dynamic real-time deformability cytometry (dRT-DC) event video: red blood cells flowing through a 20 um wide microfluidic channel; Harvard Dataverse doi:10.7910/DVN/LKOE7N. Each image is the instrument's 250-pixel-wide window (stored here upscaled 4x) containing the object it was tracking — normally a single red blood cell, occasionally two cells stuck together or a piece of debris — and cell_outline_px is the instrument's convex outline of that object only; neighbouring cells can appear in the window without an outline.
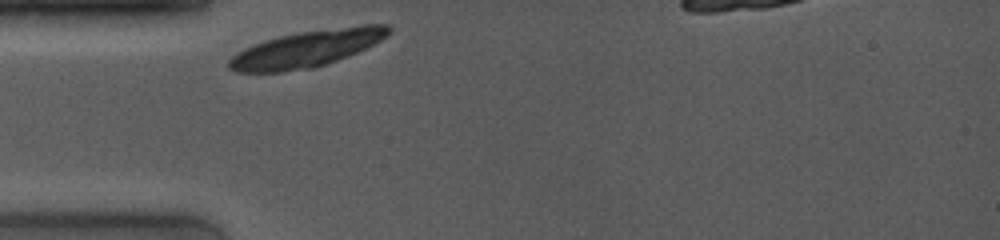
{"species": "common noctule bat (a hibernating species)", "species_latin": "Nyctalus noctula", "temperature_condition": "room temperature", "stored_images_in_passage": 1, "camera_frame_rate_fps": 4000, "um_per_image_px": 0.085, "animal": {"sex": "female", "body_mass_g": 19.0, "forearm_length_mm": 53.3}, "frame": {"image": 1, "passage_image": 1, "time_ms": 0.0, "image_size_px": [1000, 240], "cell_outline_px": [[392, 28], [380, 40], [348, 56], [312, 68], [280, 72], [236, 72], [228, 68], [228, 60], [236, 52], [244, 48], [280, 36], [300, 32], [364, 24], [388, 24]], "centroid_in_image_um": [26.04, 4.15], "position_along_channel_um": 59.0, "area_um2": 33.47}}